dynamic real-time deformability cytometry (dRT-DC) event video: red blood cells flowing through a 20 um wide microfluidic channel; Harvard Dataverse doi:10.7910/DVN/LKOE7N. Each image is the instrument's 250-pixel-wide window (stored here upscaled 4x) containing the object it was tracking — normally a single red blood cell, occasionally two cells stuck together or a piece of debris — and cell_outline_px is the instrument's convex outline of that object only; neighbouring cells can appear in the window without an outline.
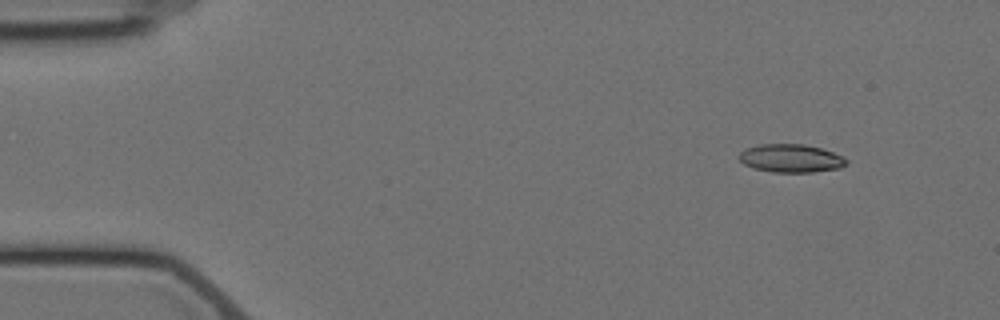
{"species": "Egyptian fruit bat (a non-hibernating species)", "species_latin": "Rousettus aegyptiacus", "temperature_condition": "cold", "stored_images_in_passage": 3, "camera_frame_rate_fps": 3000, "um_per_image_px": 0.085, "animal": {"sex": "female"}, "frame": {"image": 1, "passage_image": 1, "time_ms": 0.0, "image_size_px": [1000, 320], "cell_outline_px": [[848, 164], [840, 168], [812, 172], [772, 172], [756, 168], [744, 164], [736, 156], [744, 148], [760, 144], [804, 144], [820, 148], [844, 156], [848, 160]], "centroid_in_image_um": [67.23, 13.45], "position_along_channel_um": 17.8, "area_um2": 17.74}}